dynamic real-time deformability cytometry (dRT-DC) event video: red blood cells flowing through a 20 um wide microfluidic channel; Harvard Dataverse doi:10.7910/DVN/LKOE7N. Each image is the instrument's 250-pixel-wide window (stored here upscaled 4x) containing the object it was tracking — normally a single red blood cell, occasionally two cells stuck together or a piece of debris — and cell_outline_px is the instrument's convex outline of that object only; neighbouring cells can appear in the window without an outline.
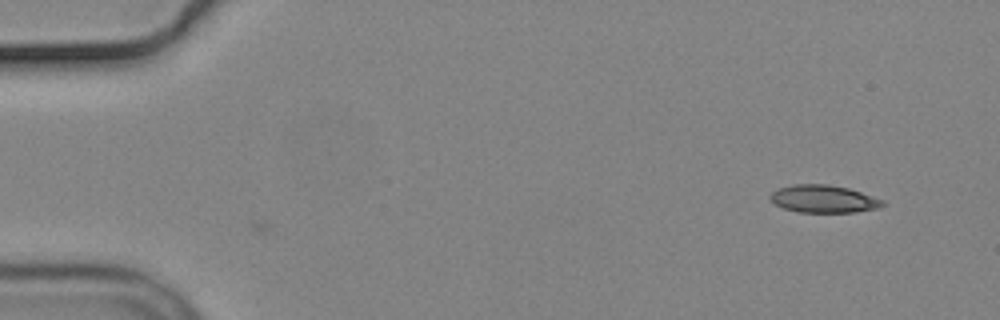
{"species": "common noctule bat (a hibernating species)", "species_latin": "Nyctalus noctula", "temperature_condition": "cold", "stored_images_in_passage": 2, "camera_frame_rate_fps": 3000, "um_per_image_px": 0.085, "animal": {"sex": "male", "body_mass_g": 19.2, "forearm_length_mm": 51.8}, "frame": {"image": 1, "passage_image": 2, "time_ms": 0.333, "image_size_px": [1000, 320], "cell_outline_px": [[884, 204], [876, 208], [856, 212], [796, 212], [784, 208], [776, 204], [768, 196], [772, 192], [780, 188], [792, 184], [828, 184], [848, 188], [884, 200]], "centroid_in_image_um": [69.98, 16.9], "position_along_channel_um": 15.0, "area_um2": 17.92}}